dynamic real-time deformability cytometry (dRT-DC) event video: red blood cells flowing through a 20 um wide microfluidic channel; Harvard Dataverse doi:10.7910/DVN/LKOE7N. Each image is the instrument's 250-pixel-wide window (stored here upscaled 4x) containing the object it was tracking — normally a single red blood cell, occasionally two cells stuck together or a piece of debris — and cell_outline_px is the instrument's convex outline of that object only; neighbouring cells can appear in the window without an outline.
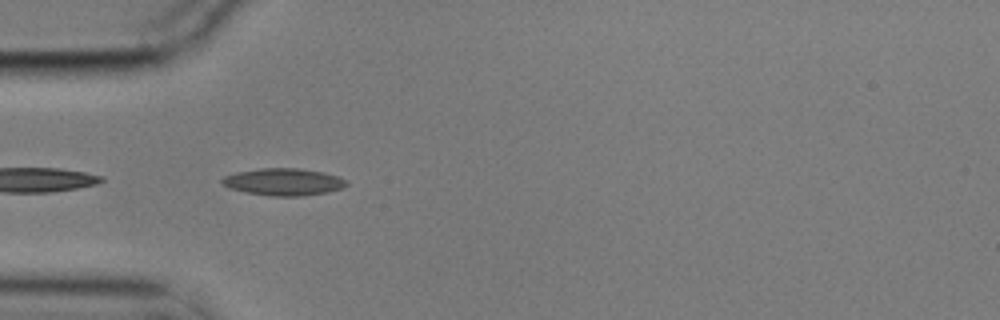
{"species": "common noctule bat (a hibernating species)", "species_latin": "Nyctalus noctula", "temperature_condition": "cold", "stored_images_in_passage": 41, "camera_frame_rate_fps": 3000, "um_per_image_px": 0.085, "animal": {"sex": "male", "body_mass_g": 17.9}, "frame": {"image": 1, "passage_image": 2, "time_ms": 0.333, "image_size_px": [1000, 320], "cell_outline_px": [[348, 184], [340, 188], [328, 192], [300, 196], [272, 196], [248, 192], [228, 188], [220, 180], [224, 176], [236, 172], [260, 168], [300, 168], [324, 172], [348, 180]], "centroid_in_image_um": [24.1, 15.45], "position_along_channel_um": 60.9, "area_um2": 19.59}}
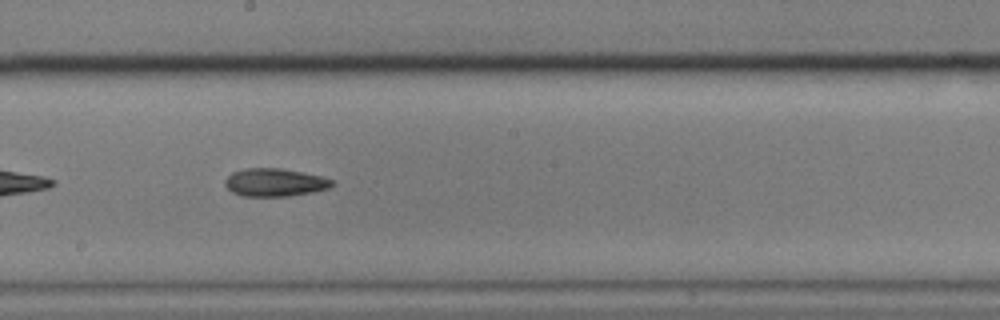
{"frame": {"image": 2, "passage_image": 16, "time_ms": 5.0, "image_size_px": [1000, 320], "cell_outline_px": [[332, 184], [328, 188], [312, 192], [288, 196], [244, 196], [232, 192], [224, 184], [224, 180], [232, 172], [244, 168], [280, 168], [320, 176], [332, 180]], "centroid_in_image_um": [23.3, 15.5], "position_along_channel_um": 224.9, "area_um2": 17.22}}
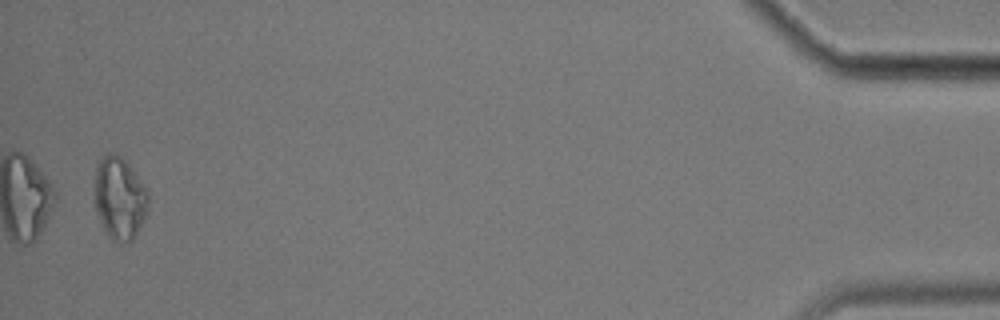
{"frame": {"image": 3, "passage_image": 40, "time_ms": 13.0, "image_size_px": [1000, 320], "cell_outline_px": [[148, 212], [132, 240], [124, 244], [116, 244], [108, 236], [100, 220], [96, 208], [96, 168], [100, 160], [108, 152], [112, 152], [120, 156], [132, 168], [148, 192]], "centroid_in_image_um": [10.19, 16.88], "position_along_channel_um": 425.0, "area_um2": 25.55}, "authors_computed_cell_mechanics": {"area_um2": 17.629, "velocity_mm_per_s": 3.553, "shape_relaxation_time_tau1_ms": 8.2354, "shape_relaxation_time_tau2_ms": 10.4535, "deformation_change_tau1": 0.1622, "deformation_change_tau2": 0.2075}}